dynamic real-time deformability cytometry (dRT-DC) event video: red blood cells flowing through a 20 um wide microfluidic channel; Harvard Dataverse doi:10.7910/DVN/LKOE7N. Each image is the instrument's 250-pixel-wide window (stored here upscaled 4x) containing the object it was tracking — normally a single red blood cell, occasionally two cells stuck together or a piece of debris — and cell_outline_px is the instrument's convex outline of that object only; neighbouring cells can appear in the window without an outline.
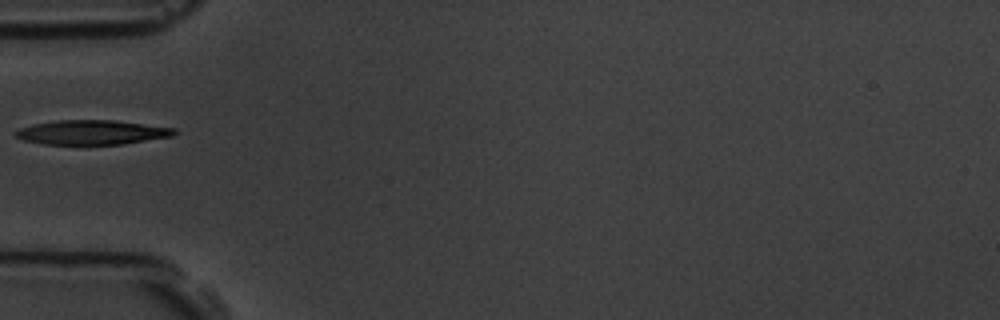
{"species": "common noctule bat (a hibernating species)", "species_latin": "Nyctalus noctula", "temperature_condition": "room temperature", "stored_images_in_passage": 1, "camera_frame_rate_fps": 3000, "um_per_image_px": 0.085, "animal": {"sex": "male", "body_mass_g": 19.5, "forearm_length_mm": 54.6}, "frame": {"image": 1, "passage_image": 1, "time_ms": 0.0, "image_size_px": [1000, 320], "cell_outline_px": [[176, 132], [172, 136], [120, 144], [44, 144], [24, 140], [12, 136], [12, 132], [20, 128], [32, 124], [56, 120], [112, 120], [176, 128]], "centroid_in_image_um": [7.73, 11.24], "position_along_channel_um": 77.3, "area_um2": 22.54}}